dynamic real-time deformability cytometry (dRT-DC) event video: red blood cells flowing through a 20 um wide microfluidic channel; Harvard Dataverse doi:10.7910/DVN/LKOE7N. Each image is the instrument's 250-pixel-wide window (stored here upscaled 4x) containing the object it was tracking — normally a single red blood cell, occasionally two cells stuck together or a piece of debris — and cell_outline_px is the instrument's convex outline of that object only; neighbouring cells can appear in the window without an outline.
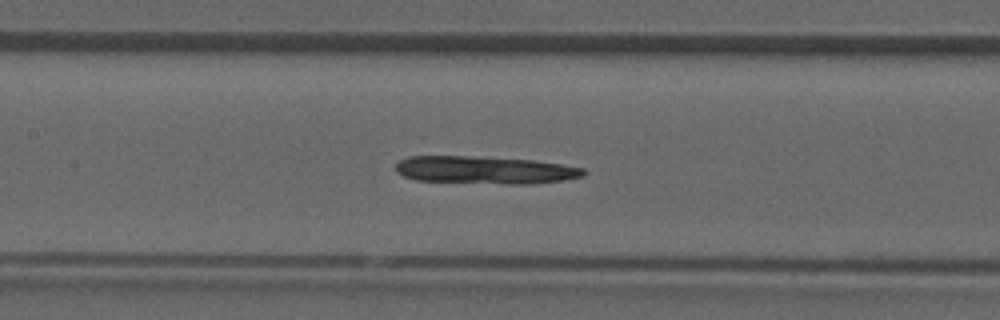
{"species": "common noctule bat (a hibernating species)", "species_latin": "Nyctalus noctula", "temperature_condition": "room temperature", "stored_images_in_passage": 47, "camera_frame_rate_fps": 3000, "um_per_image_px": 0.085, "animal": {"sex": "male", "forearm_length_mm": 52.5}, "frame": {"image": 1, "passage_image": 21, "time_ms": 6.667, "image_size_px": [1000, 320], "cell_outline_px": [[588, 172], [584, 176], [560, 180], [532, 184], [508, 184], [416, 180], [404, 176], [396, 172], [396, 164], [400, 160], [408, 156], [464, 156], [532, 160], [560, 164], [584, 168]], "centroid_in_image_um": [41.21, 14.45], "position_along_channel_um": 166.2, "area_um2": 30.06}}